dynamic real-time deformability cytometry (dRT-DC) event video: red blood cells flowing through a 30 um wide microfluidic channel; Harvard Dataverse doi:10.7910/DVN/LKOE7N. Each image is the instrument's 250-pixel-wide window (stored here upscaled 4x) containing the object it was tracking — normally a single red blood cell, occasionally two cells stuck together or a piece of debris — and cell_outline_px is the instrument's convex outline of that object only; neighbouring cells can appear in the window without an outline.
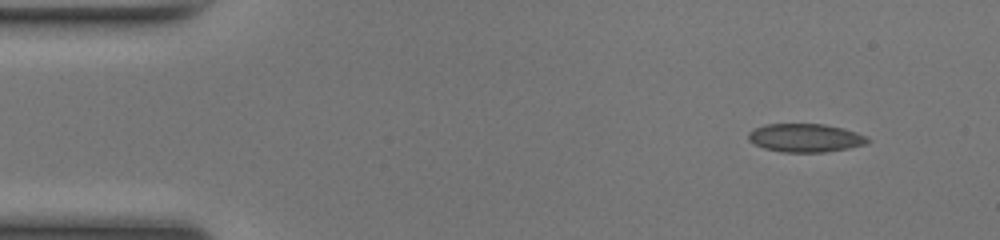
{"species": "common noctule bat (a hibernating species)", "species_latin": "Nyctalus noctula", "temperature_condition": "room temperature", "stored_images_in_passage": 45, "camera_frame_rate_fps": 3000, "um_per_image_px": 0.085, "animal": {"sex": "female", "body_mass_g": 17.0, "forearm_length_mm": 48.0}, "frame": {"image": 1, "passage_image": 1, "time_ms": 0.0, "image_size_px": [1000, 240], "cell_outline_px": [[872, 140], [864, 144], [848, 148], [824, 152], [784, 152], [764, 148], [748, 140], [748, 132], [764, 124], [824, 124], [844, 128], [868, 136]], "centroid_in_image_um": [68.48, 11.71], "position_along_channel_um": 16.5, "area_um2": 19.71}}
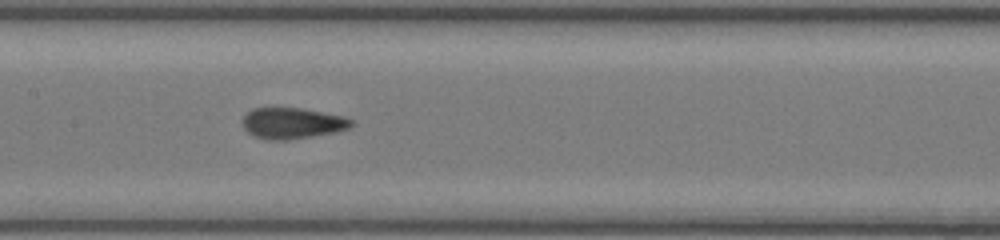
{"frame": {"image": 2, "passage_image": 20, "time_ms": 6.333, "image_size_px": [1000, 240], "cell_outline_px": [[356, 124], [352, 128], [336, 132], [312, 136], [284, 140], [268, 140], [256, 136], [248, 132], [244, 128], [244, 116], [252, 108], [300, 108], [344, 116], [352, 120]], "centroid_in_image_um": [24.91, 10.47], "position_along_channel_um": 182.5, "area_um2": 19.59}}
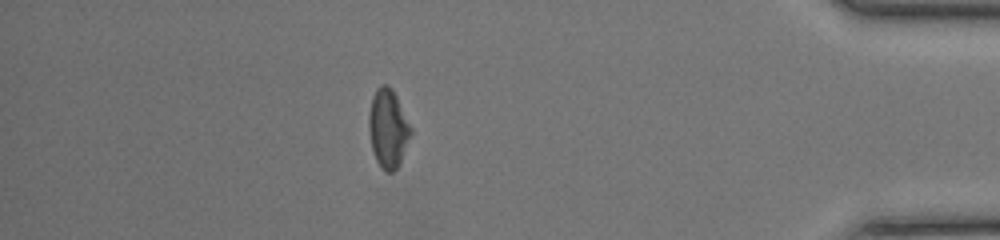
{"frame": {"image": 3, "passage_image": 39, "time_ms": 12.667, "image_size_px": [1000, 240], "cell_outline_px": [[412, 132], [400, 164], [392, 172], [384, 172], [380, 168], [376, 160], [372, 148], [368, 128], [368, 116], [372, 96], [376, 88], [380, 84], [388, 84], [392, 88], [412, 128]], "centroid_in_image_um": [32.97, 10.91], "position_along_channel_um": 402.2, "area_um2": 19.42}, "authors_computed_cell_mechanics": {"area_um2": 19.5942, "velocity_mm_per_s": 4.2252, "shape_relaxation_time_tau1_ms": 3.9979, "shape_relaxation_time_tau2_ms": 1.2036, "deformation_change_tau1": 0.1186, "deformation_change_tau2": 0.0579}}